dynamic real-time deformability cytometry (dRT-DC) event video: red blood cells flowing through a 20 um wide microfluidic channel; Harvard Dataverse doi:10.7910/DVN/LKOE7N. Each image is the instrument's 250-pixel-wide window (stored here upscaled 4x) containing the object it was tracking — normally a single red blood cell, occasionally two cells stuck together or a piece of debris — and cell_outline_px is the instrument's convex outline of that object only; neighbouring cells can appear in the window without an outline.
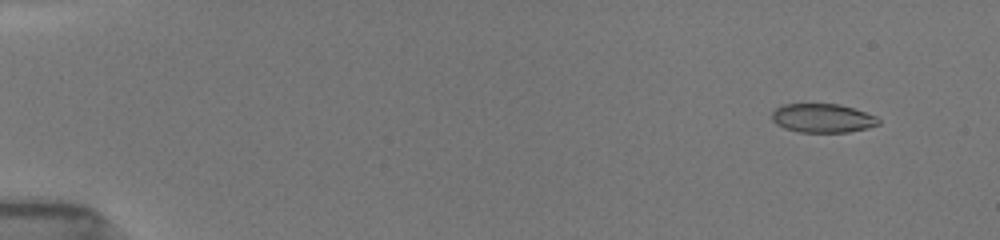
{"species": "common noctule bat (a hibernating species)", "species_latin": "Nyctalus noctula", "temperature_condition": "room temperature", "stored_images_in_passage": 32, "camera_frame_rate_fps": 3000, "um_per_image_px": 0.085, "animal": {"sex": "female", "body_mass_g": 19.5, "forearm_length_mm": 54.1}, "frame": {"image": 1, "passage_image": 2, "time_ms": 1.0, "image_size_px": [1000, 240], "cell_outline_px": [[880, 124], [868, 128], [848, 132], [800, 132], [784, 128], [776, 124], [772, 120], [772, 112], [776, 108], [784, 104], [840, 104], [876, 116], [880, 120]], "centroid_in_image_um": [69.92, 10.04], "position_along_channel_um": 15.1, "area_um2": 17.92}}
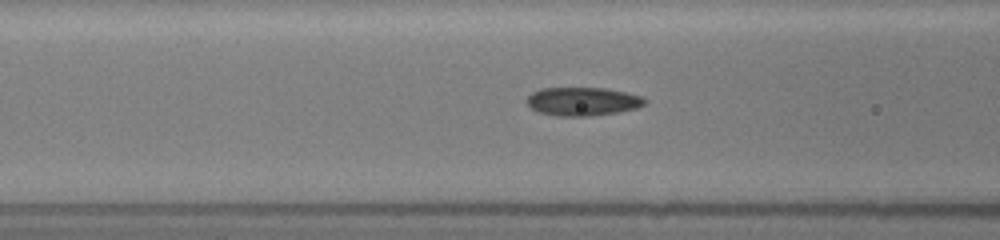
{"frame": {"image": 2, "passage_image": 17, "time_ms": 7.0, "image_size_px": [1000, 240], "cell_outline_px": [[648, 100], [644, 104], [636, 108], [620, 112], [588, 116], [556, 116], [536, 112], [528, 104], [528, 96], [532, 92], [540, 88], [604, 88], [624, 92], [640, 96]], "centroid_in_image_um": [49.51, 8.63], "position_along_channel_um": 117.1, "area_um2": 19.54}}
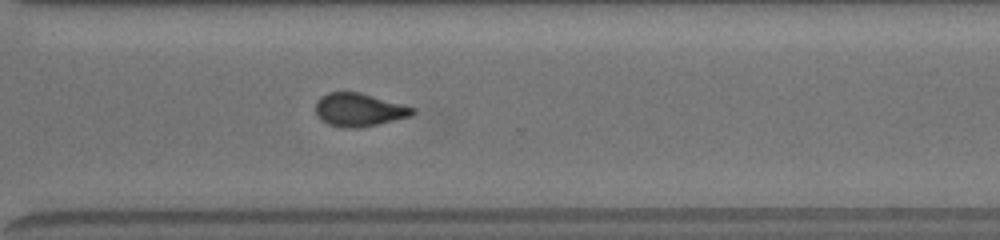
{"frame": {"image": 3, "passage_image": 30, "time_ms": 12.667, "image_size_px": [1000, 240], "cell_outline_px": [[416, 112], [412, 116], [376, 124], [356, 128], [340, 128], [328, 124], [320, 120], [316, 116], [316, 100], [320, 96], [328, 92], [360, 92], [404, 104], [416, 108]], "centroid_in_image_um": [30.51, 9.33], "position_along_channel_um": 340.1, "area_um2": 19.02}}